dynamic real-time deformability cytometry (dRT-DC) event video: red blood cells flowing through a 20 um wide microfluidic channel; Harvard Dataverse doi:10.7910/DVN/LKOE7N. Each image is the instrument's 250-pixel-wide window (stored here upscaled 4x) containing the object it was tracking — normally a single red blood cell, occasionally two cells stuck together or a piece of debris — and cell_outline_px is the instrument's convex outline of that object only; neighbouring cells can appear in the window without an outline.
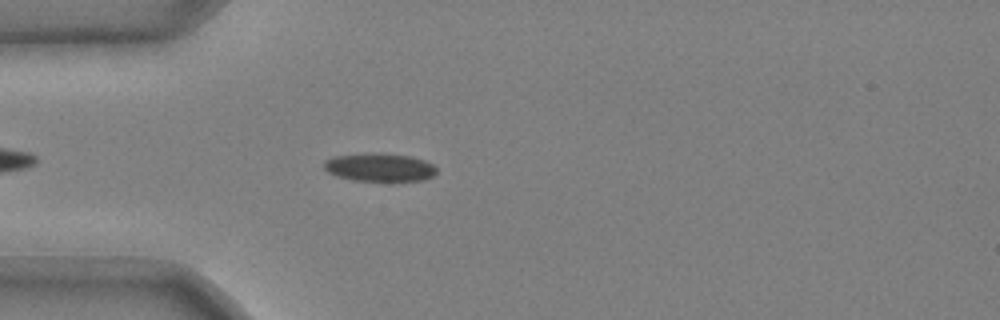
{"species": "common noctule bat (a hibernating species)", "species_latin": "Nyctalus noctula", "temperature_condition": "cold", "stored_images_in_passage": 43, "camera_frame_rate_fps": 3000, "um_per_image_px": 0.085, "animal": {"sex": "male", "body_mass_g": 20.4}, "frame": {"image": 1, "passage_image": 6, "time_ms": 1.667, "image_size_px": [1000, 320], "cell_outline_px": [[436, 172], [432, 176], [424, 180], [392, 184], [352, 180], [336, 176], [328, 172], [324, 168], [324, 160], [332, 156], [372, 152], [408, 156], [424, 160], [432, 164], [436, 168]], "centroid_in_image_um": [32.26, 14.27], "position_along_channel_um": 52.7, "area_um2": 19.42}}
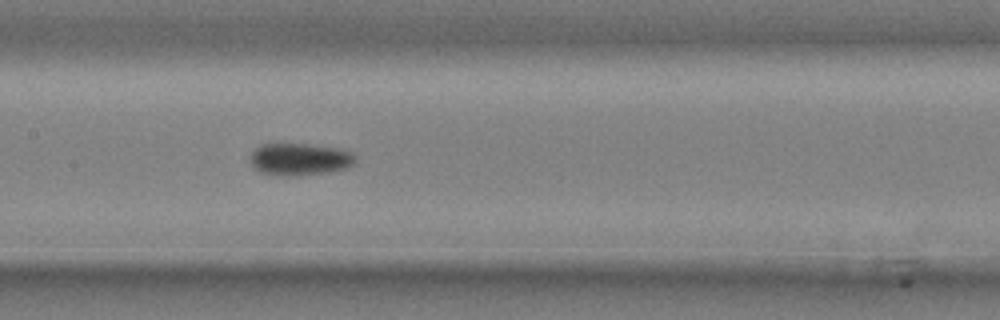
{"frame": {"image": 2, "passage_image": 17, "time_ms": 5.333, "image_size_px": [1000, 320], "cell_outline_px": [[356, 160], [348, 168], [328, 172], [292, 176], [280, 176], [260, 172], [252, 164], [252, 152], [260, 144], [308, 144], [340, 148], [352, 152], [356, 156]], "centroid_in_image_um": [25.52, 13.53], "position_along_channel_um": 181.9, "area_um2": 19.71}}
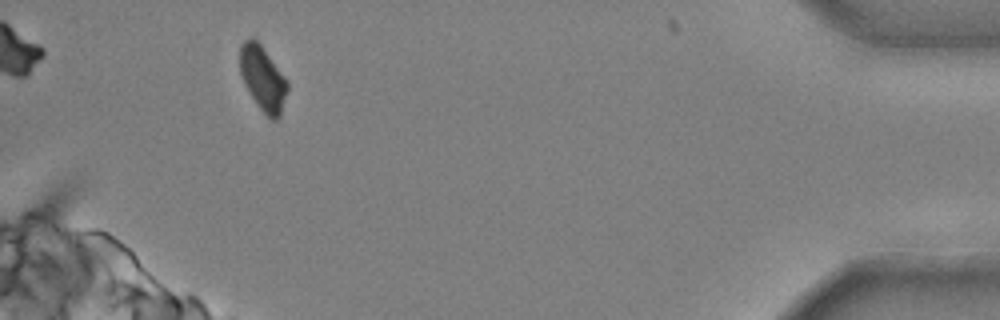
{"frame": {"image": 3, "passage_image": 40, "time_ms": 13.0, "image_size_px": [1000, 320], "cell_outline_px": [[288, 88], [280, 116], [276, 120], [272, 120], [256, 104], [244, 84], [240, 72], [240, 44], [244, 40], [252, 36], [260, 44], [288, 80]], "centroid_in_image_um": [22.33, 6.65], "position_along_channel_um": 412.9, "area_um2": 17.86}, "authors_computed_cell_mechanics": {"area_um2": 19.0162, "velocity_mm_per_s": 3.7202, "shape_relaxation_time_tau1_ms": 3.7448, "shape_relaxation_time_tau2_ms": 4.4242, "deformation_change_tau1": 0.1114, "deformation_change_tau2": 0.0644}}